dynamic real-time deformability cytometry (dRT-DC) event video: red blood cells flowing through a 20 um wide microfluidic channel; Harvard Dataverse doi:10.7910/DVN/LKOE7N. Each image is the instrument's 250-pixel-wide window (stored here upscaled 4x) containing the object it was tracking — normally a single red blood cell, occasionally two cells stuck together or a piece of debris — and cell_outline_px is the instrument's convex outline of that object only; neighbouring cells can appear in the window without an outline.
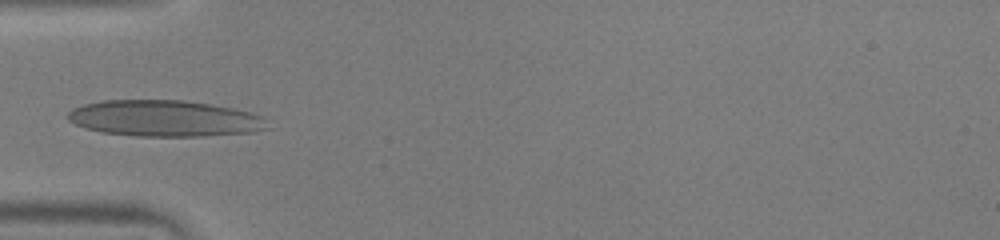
{"species": "human", "species_latin": "Homo sapiens", "temperature_condition": "warm", "stored_images_in_passage": 31, "camera_frame_rate_fps": 3000, "um_per_image_px": 0.085, "donor": {"sex": "male"}, "frame": {"image": 1, "passage_image": 1, "time_ms": 0.0, "image_size_px": [1000, 240], "cell_outline_px": [[272, 128], [252, 132], [204, 136], [136, 136], [104, 132], [88, 128], [76, 124], [68, 120], [64, 116], [72, 108], [84, 104], [104, 100], [180, 100], [212, 104], [232, 108], [264, 116]], "centroid_in_image_um": [14.02, 10.06], "position_along_channel_um": 71.0, "area_um2": 42.31}}
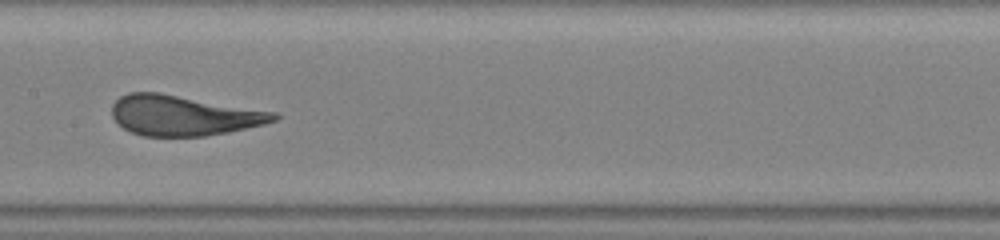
{"frame": {"image": 2, "passage_image": 10, "time_ms": 3.0, "image_size_px": [1000, 240], "cell_outline_px": [[280, 116], [276, 120], [264, 124], [228, 132], [204, 136], [144, 136], [132, 132], [124, 128], [112, 116], [112, 104], [120, 96], [128, 92], [160, 92], [276, 112]], "centroid_in_image_um": [15.6, 9.8], "position_along_channel_um": 191.8, "area_um2": 37.92}}
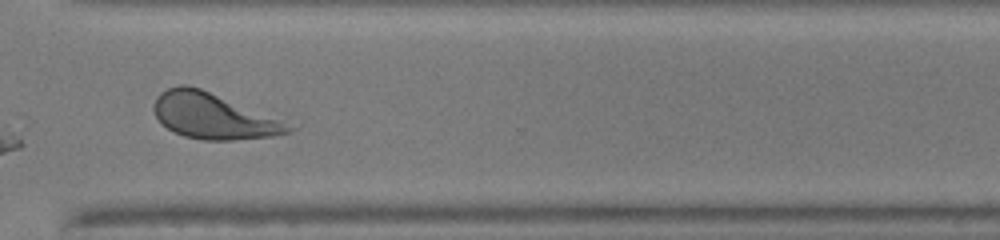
{"frame": {"image": 3, "passage_image": 22, "time_ms": 7.0, "image_size_px": [1000, 240], "cell_outline_px": [[296, 128], [288, 132], [272, 136], [236, 140], [204, 140], [184, 136], [160, 124], [152, 108], [152, 104], [156, 96], [160, 92], [168, 88], [180, 84], [188, 84], [200, 88]], "centroid_in_image_um": [17.99, 9.86], "position_along_channel_um": 352.6, "area_um2": 34.97}}